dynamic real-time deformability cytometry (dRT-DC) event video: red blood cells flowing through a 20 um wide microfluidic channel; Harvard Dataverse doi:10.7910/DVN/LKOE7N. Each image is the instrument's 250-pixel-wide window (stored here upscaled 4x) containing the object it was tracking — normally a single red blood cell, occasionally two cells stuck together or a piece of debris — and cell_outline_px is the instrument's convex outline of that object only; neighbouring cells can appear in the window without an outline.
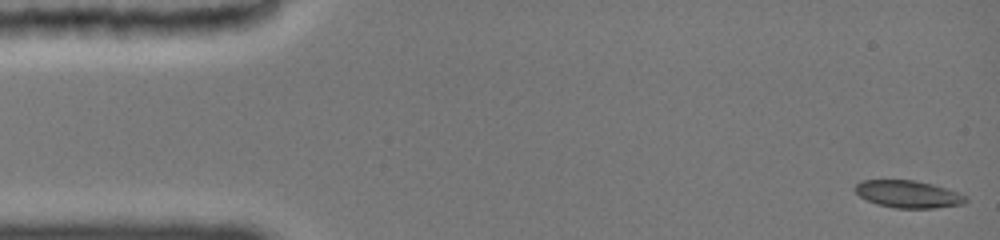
{"species": "common noctule bat (a hibernating species)", "species_latin": "Nyctalus noctula", "temperature_condition": "cold", "stored_images_in_passage": 53, "camera_frame_rate_fps": 3000, "um_per_image_px": 0.085, "animal": {"sex": "female", "body_mass_g": 19.0, "forearm_length_mm": 51.5}, "frame": {"image": 1, "passage_image": 1, "time_ms": 0.0, "image_size_px": [1000, 240], "cell_outline_px": [[968, 200], [964, 204], [936, 208], [896, 208], [876, 204], [860, 196], [856, 192], [856, 184], [860, 180], [912, 180], [932, 184], [968, 196]], "centroid_in_image_um": [77.21, 16.51], "position_along_channel_um": 7.8, "area_um2": 17.51}}
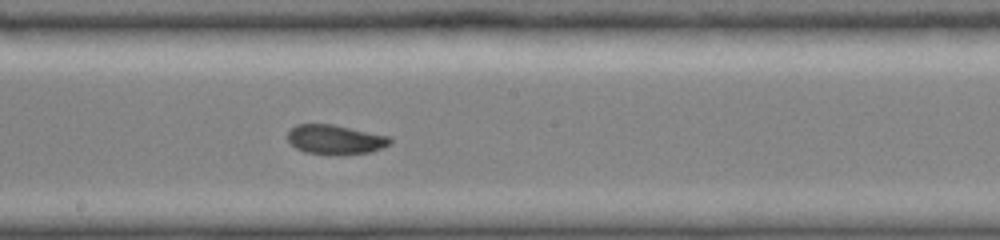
{"frame": {"image": 2, "passage_image": 30, "time_ms": 8.333, "image_size_px": [1000, 240], "cell_outline_px": [[392, 140], [388, 144], [372, 152], [344, 156], [328, 156], [304, 152], [296, 148], [288, 140], [288, 132], [292, 128], [300, 124], [332, 124], [388, 136]], "centroid_in_image_um": [28.48, 11.9], "position_along_channel_um": 219.7, "area_um2": 17.8}}
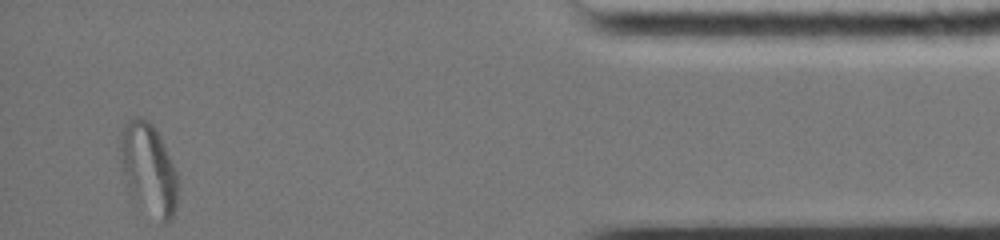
{"frame": {"image": 3, "passage_image": 52, "time_ms": 14.667, "image_size_px": [1000, 240], "cell_outline_px": [[176, 208], [172, 220], [168, 224], [160, 224], [136, 204], [128, 192], [120, 160], [120, 132], [124, 124], [132, 116], [136, 116], [148, 120], [156, 128], [176, 172]], "centroid_in_image_um": [12.59, 14.42], "position_along_channel_um": 422.6, "area_um2": 31.21}, "authors_computed_cell_mechanics": {"area_um2": 17.8602, "velocity_mm_per_s": 3.9634, "shape_relaxation_time_tau1_ms": null, "shape_relaxation_time_tau2_ms": 4.0525, "deformation_change_tau1": null, "deformation_change_tau2": 0.0568}}